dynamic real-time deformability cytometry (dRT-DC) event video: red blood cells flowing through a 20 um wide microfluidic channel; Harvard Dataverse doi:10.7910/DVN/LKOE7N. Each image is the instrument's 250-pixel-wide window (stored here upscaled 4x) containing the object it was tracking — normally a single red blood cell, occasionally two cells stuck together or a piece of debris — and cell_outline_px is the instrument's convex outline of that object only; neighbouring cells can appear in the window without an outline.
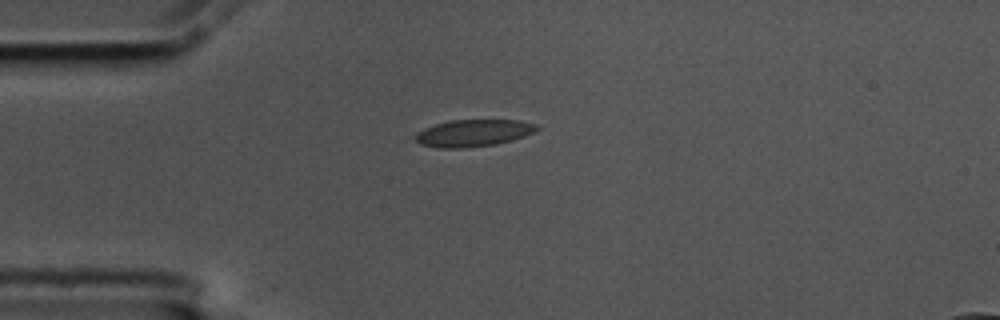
{"species": "common noctule bat (a hibernating species)", "species_latin": "Nyctalus noctula", "temperature_condition": "cold", "stored_images_in_passage": 11, "camera_frame_rate_fps": 3000, "um_per_image_px": 0.085, "animal": {"sex": "male", "body_mass_g": 17.5, "forearm_length_mm": 52.3}, "frame": {"image": 1, "passage_image": 1, "time_ms": 0.0, "image_size_px": [1000, 320], "cell_outline_px": [[540, 128], [524, 136], [512, 140], [496, 144], [460, 148], [440, 148], [420, 144], [412, 136], [416, 132], [424, 128], [448, 120], [520, 120], [536, 124]], "centroid_in_image_um": [40.2, 11.3], "position_along_channel_um": 44.8, "area_um2": 19.13}}
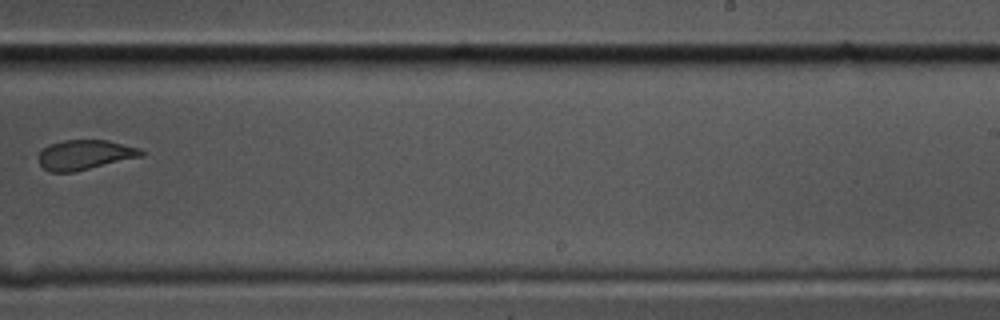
{"frame": {"image": 2, "passage_image": 7, "time_ms": 2.0, "image_size_px": [1000, 320], "cell_outline_px": [[144, 156], [72, 172], [48, 172], [40, 164], [40, 152], [48, 144], [64, 140], [108, 140], [140, 148], [144, 152]], "centroid_in_image_um": [7.23, 13.15], "position_along_channel_um": 281.8, "area_um2": 17.74}}
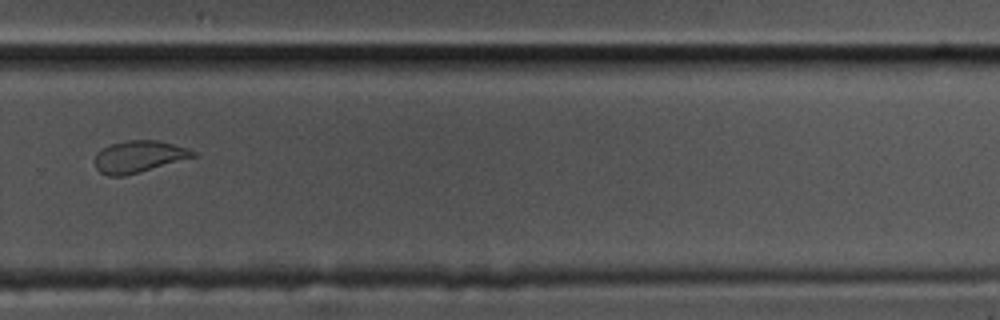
{"frame": {"image": 3, "passage_image": 8, "time_ms": 2.333, "image_size_px": [1000, 320], "cell_outline_px": [[200, 156], [140, 172], [124, 176], [108, 176], [100, 172], [96, 168], [96, 152], [100, 148], [108, 144], [128, 140], [156, 140], [188, 148], [196, 152]], "centroid_in_image_um": [11.82, 13.31], "position_along_channel_um": 318.0, "area_um2": 18.5}}